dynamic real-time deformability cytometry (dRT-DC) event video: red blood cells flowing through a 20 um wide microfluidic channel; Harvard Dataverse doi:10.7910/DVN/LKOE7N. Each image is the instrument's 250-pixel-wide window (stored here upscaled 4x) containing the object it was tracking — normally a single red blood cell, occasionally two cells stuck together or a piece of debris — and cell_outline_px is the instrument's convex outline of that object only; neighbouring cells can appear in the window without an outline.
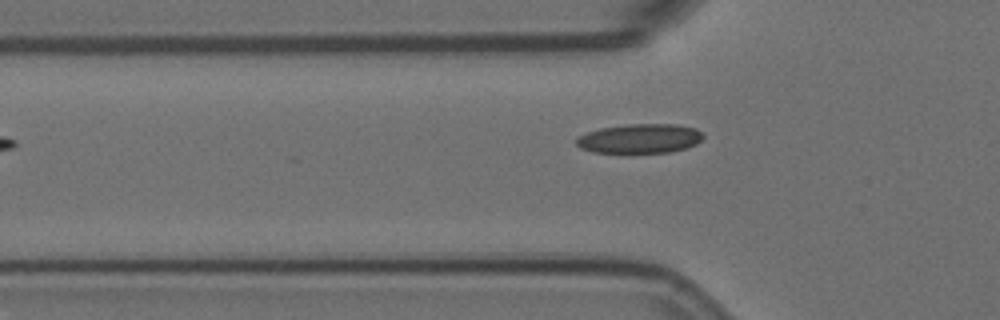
{"species": "Egyptian fruit bat (a non-hibernating species)", "species_latin": "Rousettus aegyptiacus", "temperature_condition": "room temperature", "stored_images_in_passage": 5, "camera_frame_rate_fps": 3000, "um_per_image_px": 0.085, "animal": {"sex": "female"}, "frame": {"image": 1, "passage_image": 5, "time_ms": 1.333, "image_size_px": [1000, 320], "cell_outline_px": [[704, 136], [696, 144], [684, 148], [668, 152], [592, 152], [580, 148], [576, 144], [576, 136], [600, 128], [628, 124], [676, 124], [696, 128]], "centroid_in_image_um": [54.35, 11.76], "position_along_channel_um": 71.4, "area_um2": 21.56}}